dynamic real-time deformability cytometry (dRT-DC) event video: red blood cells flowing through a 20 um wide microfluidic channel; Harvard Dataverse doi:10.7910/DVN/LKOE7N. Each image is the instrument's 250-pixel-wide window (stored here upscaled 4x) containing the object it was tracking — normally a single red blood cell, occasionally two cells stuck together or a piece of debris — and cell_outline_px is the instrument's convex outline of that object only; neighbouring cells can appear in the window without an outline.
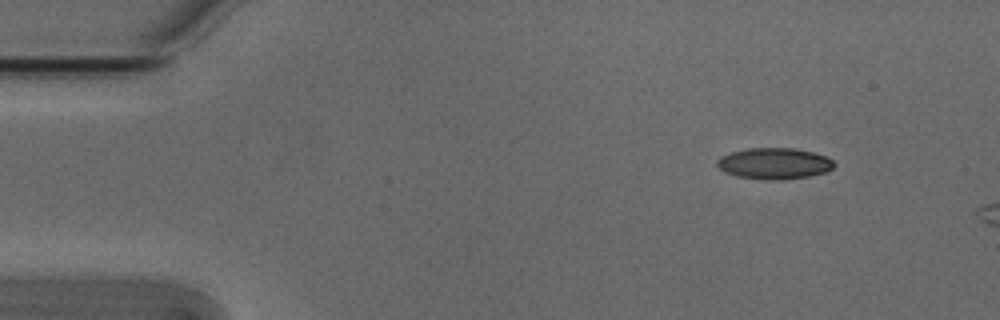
{"species": "Egyptian fruit bat (a non-hibernating species)", "species_latin": "Rousettus aegyptiacus", "temperature_condition": "cold", "stored_images_in_passage": 3, "camera_frame_rate_fps": 3000, "um_per_image_px": 0.085, "animal": {"sex": "male"}, "frame": {"image": 1, "passage_image": 1, "time_ms": 0.0, "image_size_px": [1000, 320], "cell_outline_px": [[836, 164], [832, 168], [824, 172], [808, 176], [780, 180], [768, 180], [736, 176], [724, 172], [716, 164], [716, 160], [720, 156], [732, 152], [748, 148], [796, 148], [828, 156]], "centroid_in_image_um": [65.8, 13.89], "position_along_channel_um": 19.2, "area_um2": 21.33}}